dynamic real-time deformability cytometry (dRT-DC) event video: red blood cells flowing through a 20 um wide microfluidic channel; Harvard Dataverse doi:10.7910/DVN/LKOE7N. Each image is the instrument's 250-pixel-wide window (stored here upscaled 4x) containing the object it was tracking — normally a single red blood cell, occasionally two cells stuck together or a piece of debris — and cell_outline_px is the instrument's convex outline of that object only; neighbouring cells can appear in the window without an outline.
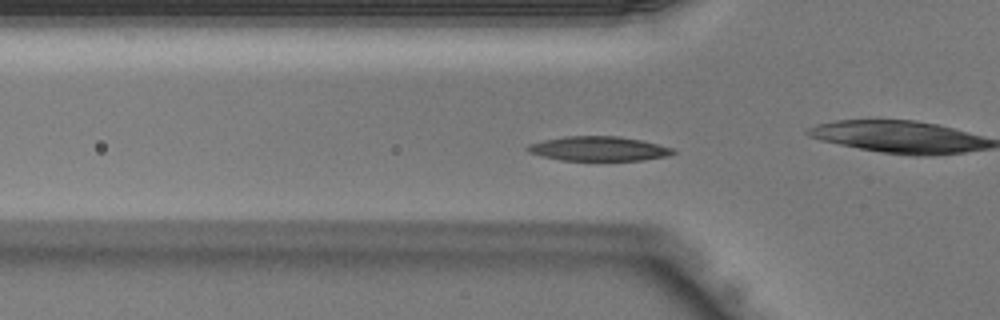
{"species": "Egyptian fruit bat (a non-hibernating species)", "species_latin": "Rousettus aegyptiacus", "temperature_condition": "warm", "stored_images_in_passage": 36, "camera_frame_rate_fps": 3000, "um_per_image_px": 0.085, "animal": {"sex": "male"}, "frame": {"image": 1, "passage_image": 6, "time_ms": 1.667, "image_size_px": [1000, 320], "cell_outline_px": [[676, 152], [668, 156], [644, 160], [560, 160], [528, 152], [524, 148], [528, 144], [544, 140], [564, 136], [620, 136], [640, 140], [672, 148]], "centroid_in_image_um": [50.85, 12.63], "position_along_channel_um": 74.9, "area_um2": 20.63}}